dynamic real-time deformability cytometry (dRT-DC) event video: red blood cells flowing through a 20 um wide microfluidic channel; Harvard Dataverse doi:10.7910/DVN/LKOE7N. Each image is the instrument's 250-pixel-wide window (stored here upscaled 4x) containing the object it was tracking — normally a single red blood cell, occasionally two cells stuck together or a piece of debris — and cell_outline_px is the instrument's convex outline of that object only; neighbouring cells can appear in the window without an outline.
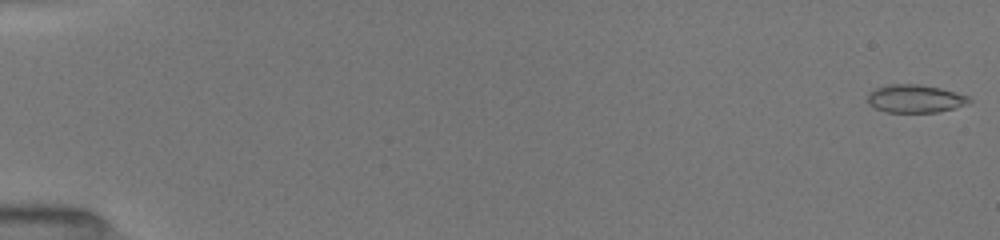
{"species": "common noctule bat (a hibernating species)", "species_latin": "Nyctalus noctula", "temperature_condition": "room temperature", "stored_images_in_passage": 52, "camera_frame_rate_fps": 3000, "um_per_image_px": 0.085, "animal": {"sex": "female", "body_mass_g": 19.5, "forearm_length_mm": 54.1}, "frame": {"image": 1, "passage_image": 1, "time_ms": 0.0, "image_size_px": [1000, 240], "cell_outline_px": [[972, 100], [968, 104], [936, 112], [888, 112], [876, 108], [868, 104], [868, 92], [884, 84], [920, 84], [940, 88], [968, 96]], "centroid_in_image_um": [77.75, 8.37], "position_along_channel_um": 7.2, "area_um2": 16.53}}
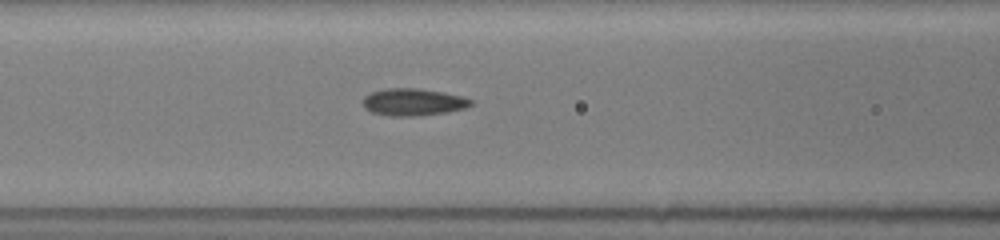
{"frame": {"image": 2, "passage_image": 23, "time_ms": 7.333, "image_size_px": [1000, 240], "cell_outline_px": [[472, 104], [464, 108], [448, 112], [416, 116], [388, 116], [372, 112], [364, 108], [364, 96], [372, 92], [384, 88], [420, 88], [444, 92], [460, 96], [472, 100]], "centroid_in_image_um": [35.1, 8.67], "position_along_channel_um": 131.5, "area_um2": 17.11}}
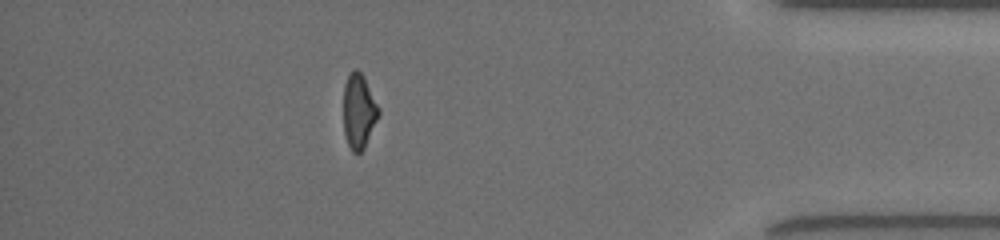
{"frame": {"image": 3, "passage_image": 46, "time_ms": 15.0, "image_size_px": [1000, 240], "cell_outline_px": [[380, 112], [364, 148], [356, 156], [352, 152], [348, 144], [344, 132], [344, 84], [352, 68], [356, 68], [364, 76], [380, 108]], "centroid_in_image_um": [30.5, 9.44], "position_along_channel_um": 404.7, "area_um2": 15.37}, "authors_computed_cell_mechanics": {"area_um2": 16.2996, "velocity_mm_per_s": 4.0421, "shape_relaxation_time_tau1_ms": 4.7969, "shape_relaxation_time_tau2_ms": 1.7695, "deformation_change_tau1": 0.1433, "deformation_change_tau2": 0.0719}}